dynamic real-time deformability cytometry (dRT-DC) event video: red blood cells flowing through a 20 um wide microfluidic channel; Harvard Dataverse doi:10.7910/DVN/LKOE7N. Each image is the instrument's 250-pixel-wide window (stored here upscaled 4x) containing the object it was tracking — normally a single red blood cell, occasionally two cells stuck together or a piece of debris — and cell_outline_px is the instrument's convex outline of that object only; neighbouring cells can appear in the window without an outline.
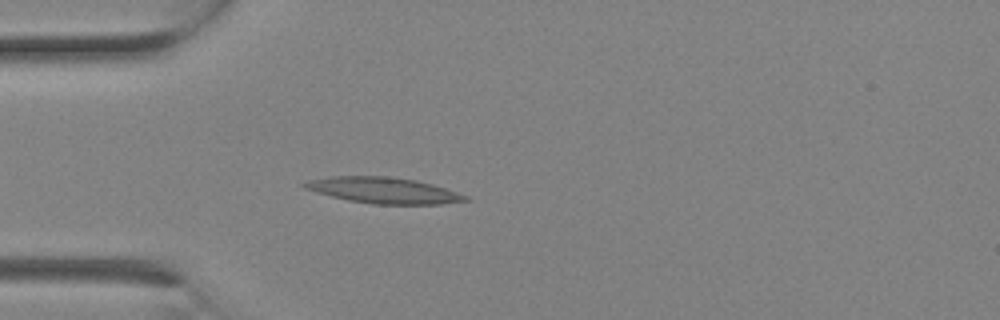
{"species": "Egyptian fruit bat (a non-hibernating species)", "species_latin": "Rousettus aegyptiacus", "temperature_condition": "room temperature", "stored_images_in_passage": 1, "camera_frame_rate_fps": 3000, "um_per_image_px": 0.085, "animal": {"sex": "female"}, "frame": {"image": 1, "passage_image": 1, "time_ms": 0.0, "image_size_px": [1000, 320], "cell_outline_px": [[472, 200], [440, 204], [372, 204], [348, 200], [316, 192], [304, 188], [300, 184], [308, 180], [328, 176], [388, 176], [416, 180], [432, 184], [468, 196]], "centroid_in_image_um": [32.58, 16.17], "position_along_channel_um": 52.4, "area_um2": 24.39}}